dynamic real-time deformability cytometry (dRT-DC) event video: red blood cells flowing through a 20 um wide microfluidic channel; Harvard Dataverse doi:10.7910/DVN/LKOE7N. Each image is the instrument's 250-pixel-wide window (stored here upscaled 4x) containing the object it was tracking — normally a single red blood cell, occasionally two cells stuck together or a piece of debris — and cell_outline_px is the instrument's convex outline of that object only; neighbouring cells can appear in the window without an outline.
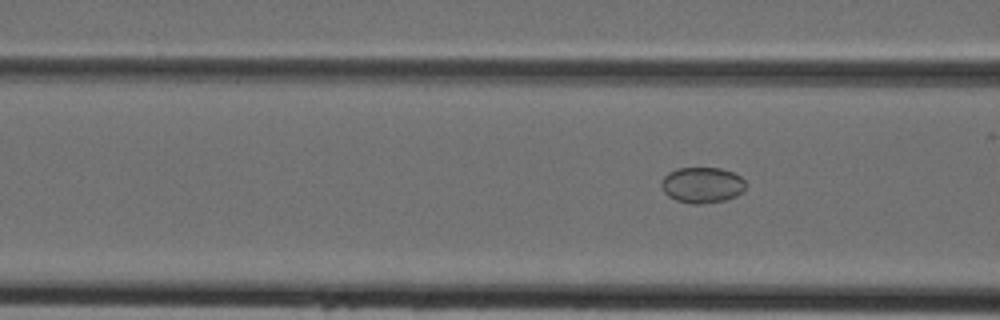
{"species": "Egyptian fruit bat (a non-hibernating species)", "species_latin": "Rousettus aegyptiacus", "temperature_condition": "cold", "stored_images_in_passage": 4, "camera_frame_rate_fps": 3000, "um_per_image_px": 0.085, "animal": {"sex": "female"}, "frame": {"image": 1, "passage_image": 4, "time_ms": 1.0, "image_size_px": [1000, 320], "cell_outline_px": [[744, 188], [736, 196], [724, 200], [700, 204], [692, 204], [676, 200], [668, 196], [664, 192], [660, 184], [660, 180], [668, 172], [676, 168], [720, 168], [732, 172], [740, 176], [744, 180]], "centroid_in_image_um": [59.63, 15.72], "position_along_channel_um": 107.0, "area_um2": 17.57}}